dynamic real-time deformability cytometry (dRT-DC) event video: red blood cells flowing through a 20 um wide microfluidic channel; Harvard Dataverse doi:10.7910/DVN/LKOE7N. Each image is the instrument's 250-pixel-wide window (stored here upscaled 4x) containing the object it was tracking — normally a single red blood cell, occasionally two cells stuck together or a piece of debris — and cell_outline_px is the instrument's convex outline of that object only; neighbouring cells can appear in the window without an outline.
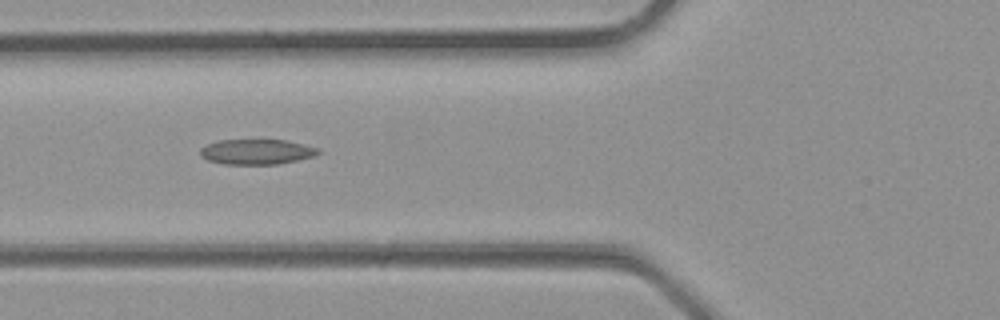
{"species": "common noctule bat (a hibernating species)", "species_latin": "Nyctalus noctula", "temperature_condition": "room temperature", "stored_images_in_passage": 34, "camera_frame_rate_fps": 3000, "um_per_image_px": 0.085, "animal": {"sex": "male", "body_mass_g": 23.1, "forearm_length_mm": 52.7}, "frame": {"image": 1, "passage_image": 13, "time_ms": 4.0, "image_size_px": [1000, 320], "cell_outline_px": [[324, 152], [316, 156], [276, 164], [224, 164], [208, 160], [200, 156], [200, 148], [208, 144], [220, 140], [284, 140], [304, 144], [316, 148]], "centroid_in_image_um": [21.83, 12.9], "position_along_channel_um": 104.0, "area_um2": 17.28}}
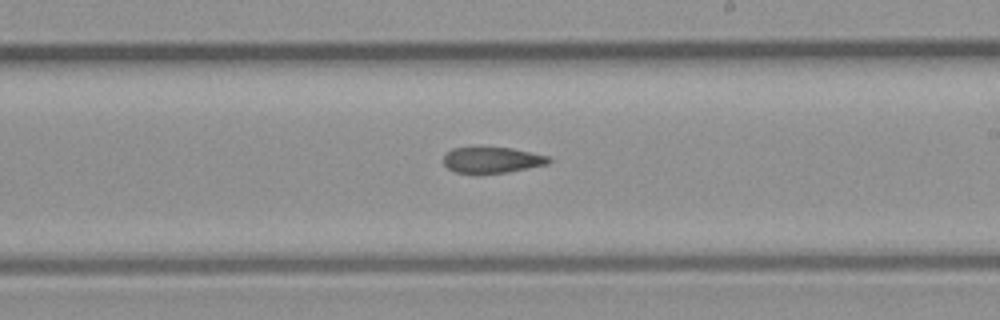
{"frame": {"image": 2, "passage_image": 20, "time_ms": 6.333, "image_size_px": [1000, 320], "cell_outline_px": [[552, 160], [548, 164], [508, 172], [456, 172], [448, 168], [444, 164], [444, 156], [452, 148], [512, 148], [548, 156]], "centroid_in_image_um": [41.86, 13.59], "position_along_channel_um": 247.1, "area_um2": 15.43}}
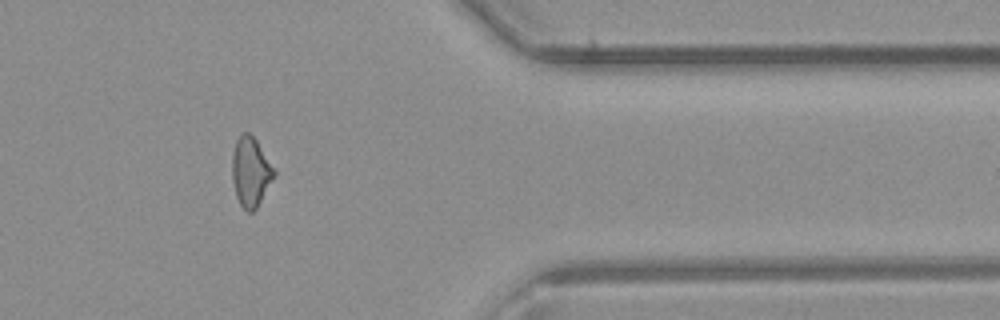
{"frame": {"image": 3, "passage_image": 28, "time_ms": 9.0, "image_size_px": [1000, 320], "cell_outline_px": [[276, 176], [256, 208], [252, 212], [248, 212], [240, 204], [236, 196], [232, 180], [232, 152], [236, 140], [244, 132], [248, 132], [256, 140], [276, 168]], "centroid_in_image_um": [21.33, 14.6], "position_along_channel_um": 390.1, "area_um2": 17.17}}